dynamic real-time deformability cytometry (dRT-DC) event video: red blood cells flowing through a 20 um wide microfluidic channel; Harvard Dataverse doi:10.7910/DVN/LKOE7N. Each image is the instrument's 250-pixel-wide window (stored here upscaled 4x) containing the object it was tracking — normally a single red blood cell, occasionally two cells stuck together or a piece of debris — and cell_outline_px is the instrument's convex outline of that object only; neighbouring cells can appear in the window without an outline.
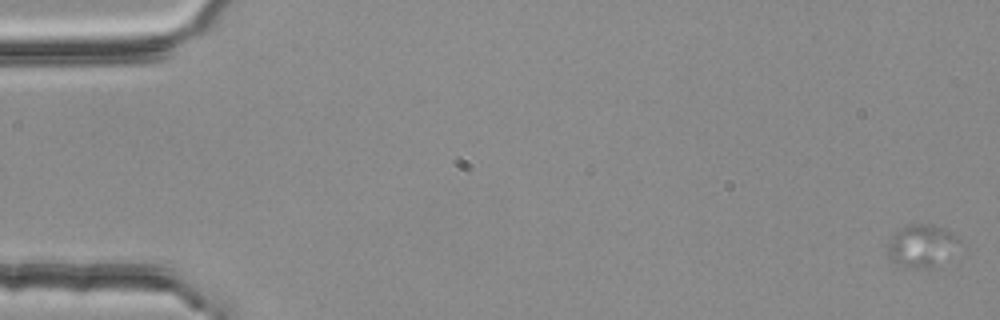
{"species": "common noctule bat (a hibernating species)", "species_latin": "Nyctalus noctula", "temperature_condition": "room temperature", "stored_images_in_passage": 3, "camera_frame_rate_fps": 3000, "um_per_image_px": 0.085, "animal": {"sex": "female", "body_mass_g": 25.1}, "frame": {"image": 1, "passage_image": 3, "time_ms": 0.667, "image_size_px": [1000, 320], "cell_outline_px": [[956, 240], [936, 268], [928, 268], [900, 264], [888, 256], [888, 244], [896, 228], [908, 224], [928, 224], [944, 228], [952, 232], [956, 236]], "centroid_in_image_um": [78.23, 20.83], "position_along_channel_um": 6.8, "area_um2": 16.76}}